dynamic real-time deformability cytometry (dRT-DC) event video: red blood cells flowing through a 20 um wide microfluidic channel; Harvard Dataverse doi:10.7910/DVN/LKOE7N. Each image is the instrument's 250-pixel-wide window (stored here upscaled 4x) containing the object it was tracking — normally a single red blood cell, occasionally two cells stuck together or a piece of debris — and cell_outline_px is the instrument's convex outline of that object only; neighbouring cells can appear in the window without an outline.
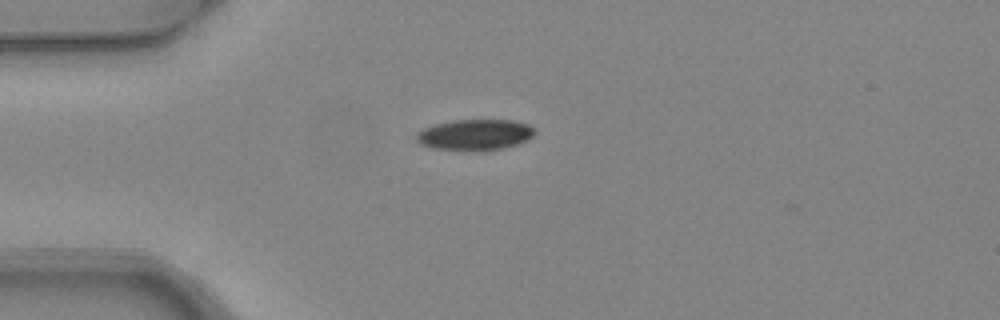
{"species": "common noctule bat (a hibernating species)", "species_latin": "Nyctalus noctula", "temperature_condition": "warm", "stored_images_in_passage": 3, "camera_frame_rate_fps": 3000, "um_per_image_px": 0.085, "animal": {"sex": "female", "body_mass_g": 24.6, "forearm_length_mm": 56.2}, "frame": {"image": 1, "passage_image": 1, "time_ms": 0.0, "image_size_px": [1000, 320], "cell_outline_px": [[536, 132], [528, 140], [520, 144], [504, 148], [484, 152], [476, 152], [432, 148], [420, 144], [416, 140], [416, 136], [424, 128], [436, 124], [452, 120], [512, 120], [528, 124], [536, 128]], "centroid_in_image_um": [40.43, 11.48], "position_along_channel_um": 44.6, "area_um2": 21.79}}
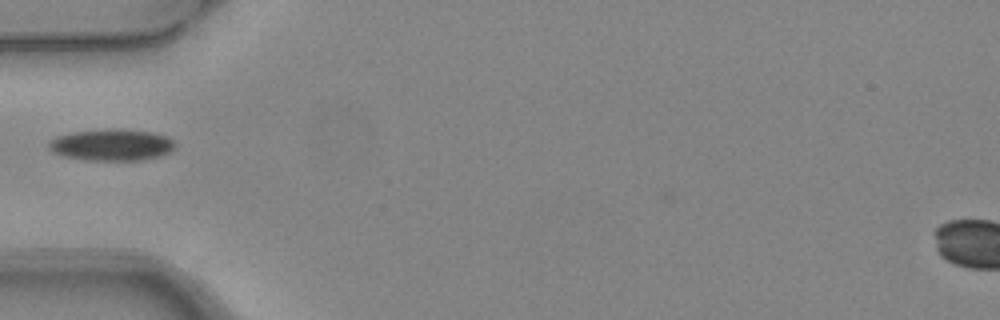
{"frame": {"image": 2, "passage_image": 2, "time_ms": 0.333, "image_size_px": [1000, 320], "cell_outline_px": [[176, 148], [160, 156], [144, 160], [84, 160], [64, 156], [52, 152], [48, 148], [48, 140], [56, 136], [72, 132], [104, 128], [120, 128], [152, 132], [168, 136], [176, 144]], "centroid_in_image_um": [9.48, 12.3], "position_along_channel_um": 75.5, "area_um2": 23.76}}
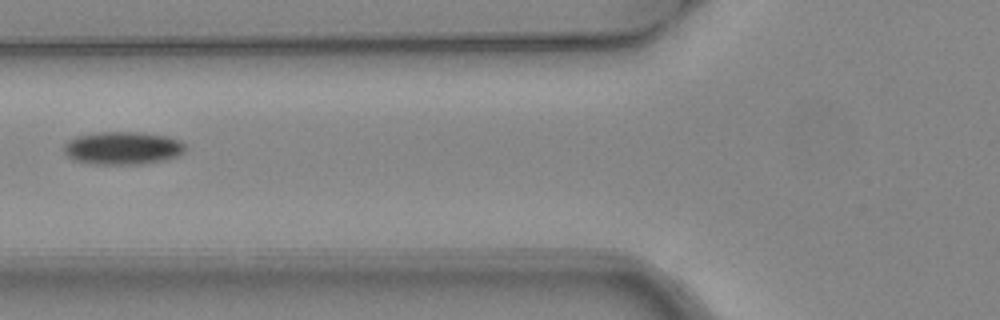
{"frame": {"image": 3, "passage_image": 3, "time_ms": 0.667, "image_size_px": [1000, 320], "cell_outline_px": [[188, 144], [184, 152], [180, 156], [164, 160], [140, 164], [96, 164], [76, 160], [68, 156], [64, 152], [64, 144], [68, 140], [76, 136], [96, 132], [140, 132], [168, 136], [180, 140]], "centroid_in_image_um": [10.49, 12.57], "position_along_channel_um": 115.3, "area_um2": 23.52}}